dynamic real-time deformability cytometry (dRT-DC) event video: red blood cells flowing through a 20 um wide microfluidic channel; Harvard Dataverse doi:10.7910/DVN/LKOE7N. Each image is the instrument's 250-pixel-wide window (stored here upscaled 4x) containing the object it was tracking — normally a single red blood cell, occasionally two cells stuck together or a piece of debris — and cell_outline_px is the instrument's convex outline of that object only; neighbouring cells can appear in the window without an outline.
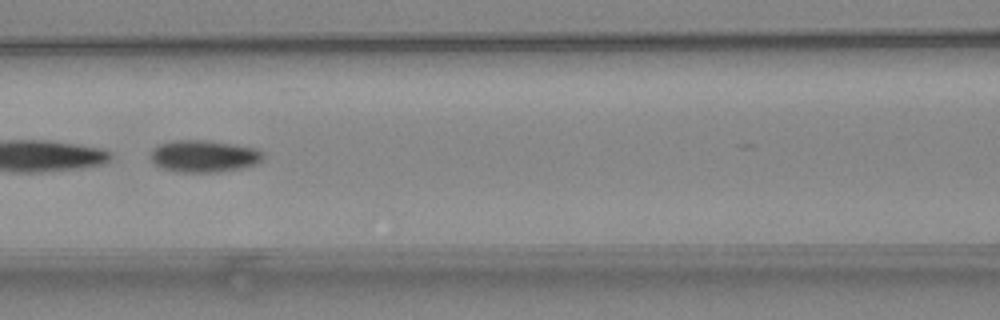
{"species": "common noctule bat (a hibernating species)", "species_latin": "Nyctalus noctula", "temperature_condition": "warm", "stored_images_in_passage": 50, "segment_of_instrument_passage": [2, 2], "camera_frame_rate_fps": 3000, "um_per_image_px": 0.085, "animal": {"sex": "female", "body_mass_g": 24.6, "forearm_length_mm": 56.2}, "frame": {"image": 1, "passage_image": 22, "time_ms": 7.0, "image_size_px": [1000, 320], "cell_outline_px": [[264, 156], [256, 164], [240, 168], [212, 172], [180, 172], [164, 168], [156, 164], [152, 160], [152, 148], [160, 144], [176, 140], [208, 140], [256, 148], [264, 152]], "centroid_in_image_um": [17.36, 13.26], "position_along_channel_um": 149.2, "area_um2": 20.69}}
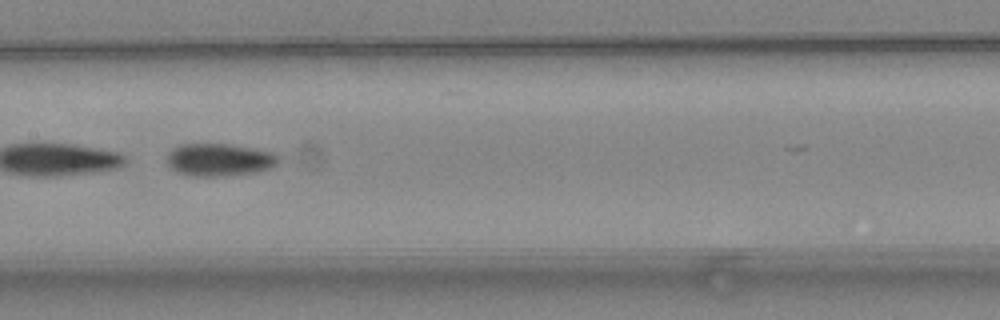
{"frame": {"image": 2, "passage_image": 25, "time_ms": 8.0, "image_size_px": [1000, 320], "cell_outline_px": [[280, 160], [276, 164], [268, 168], [252, 172], [216, 176], [192, 176], [176, 172], [164, 160], [168, 152], [172, 148], [180, 144], [228, 144], [272, 152], [280, 156]], "centroid_in_image_um": [18.57, 13.57], "position_along_channel_um": 188.8, "area_um2": 21.04}}